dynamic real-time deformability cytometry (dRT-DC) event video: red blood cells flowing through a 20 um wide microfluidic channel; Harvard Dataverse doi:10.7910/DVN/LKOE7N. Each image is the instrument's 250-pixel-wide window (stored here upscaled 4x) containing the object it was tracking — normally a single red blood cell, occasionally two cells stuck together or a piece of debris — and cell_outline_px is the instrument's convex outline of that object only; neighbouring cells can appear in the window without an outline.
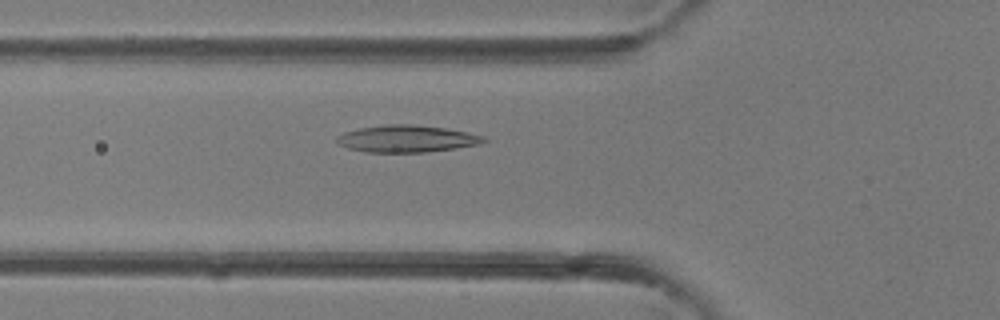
{"species": "common noctule bat (a hibernating species)", "species_latin": "Nyctalus noctula", "temperature_condition": "room temperature", "stored_images_in_passage": 38, "camera_frame_rate_fps": 3000, "um_per_image_px": 0.085, "animal": {"sex": "female"}, "frame": {"image": 1, "passage_image": 12, "time_ms": 3.667, "image_size_px": [1000, 320], "cell_outline_px": [[488, 140], [480, 144], [456, 148], [424, 152], [364, 152], [348, 148], [340, 144], [336, 140], [336, 136], [344, 132], [360, 128], [384, 124], [412, 124], [448, 128], [468, 132], [484, 136]], "centroid_in_image_um": [34.59, 11.78], "position_along_channel_um": 91.2, "area_um2": 23.24}}
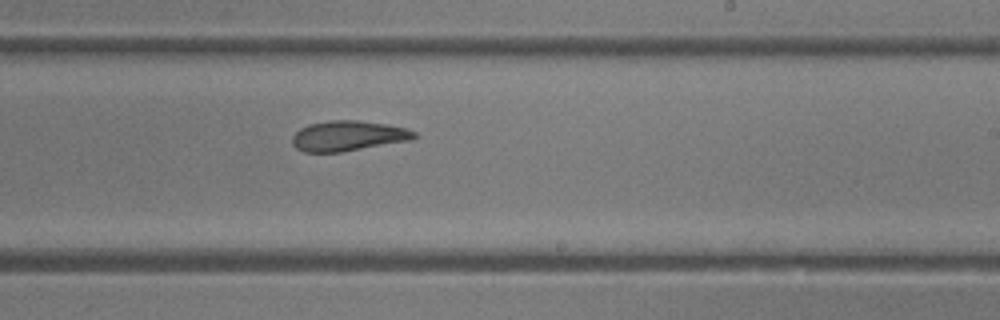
{"frame": {"image": 2, "passage_image": 22, "time_ms": 7.0, "image_size_px": [1000, 320], "cell_outline_px": [[416, 136], [412, 140], [340, 152], [304, 152], [296, 148], [292, 144], [292, 136], [300, 128], [308, 124], [328, 120], [356, 120], [388, 124], [408, 128], [416, 132]], "centroid_in_image_um": [29.59, 11.54], "position_along_channel_um": 259.4, "area_um2": 21.62}}
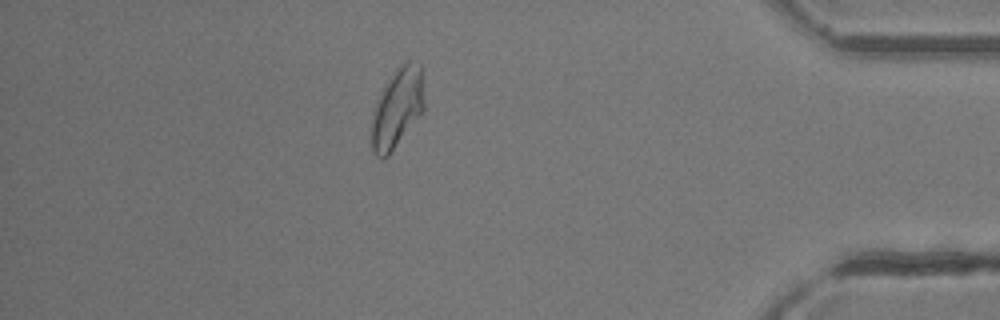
{"frame": {"image": 3, "passage_image": 33, "time_ms": 10.667, "image_size_px": [1000, 320], "cell_outline_px": [[424, 108], [388, 156], [384, 160], [376, 156], [372, 152], [372, 120], [376, 104], [380, 92], [384, 84], [396, 68], [400, 64], [408, 60], [420, 64], [424, 104]], "centroid_in_image_um": [33.74, 9.17], "position_along_channel_um": 401.5, "area_um2": 23.99}}